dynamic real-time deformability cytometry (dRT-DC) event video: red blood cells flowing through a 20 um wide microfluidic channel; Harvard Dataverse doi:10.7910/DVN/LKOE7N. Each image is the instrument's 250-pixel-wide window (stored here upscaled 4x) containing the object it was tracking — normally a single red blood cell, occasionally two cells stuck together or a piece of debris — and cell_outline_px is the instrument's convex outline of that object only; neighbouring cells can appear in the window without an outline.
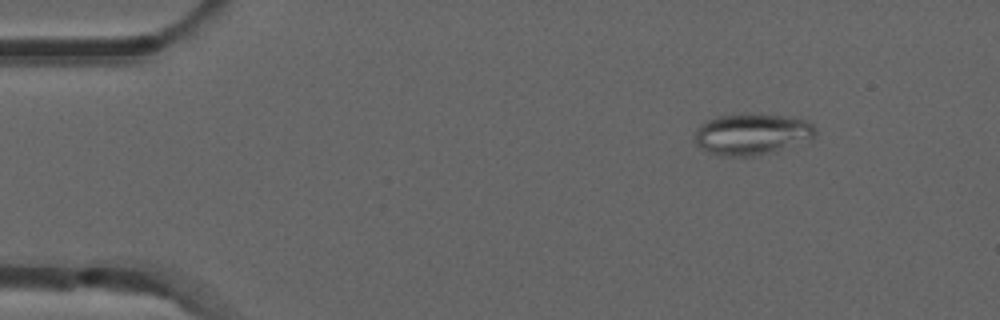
{"species": "common noctule bat (a hibernating species)", "species_latin": "Nyctalus noctula", "temperature_condition": "room temperature", "stored_images_in_passage": 15, "camera_frame_rate_fps": 3000, "um_per_image_px": 0.085, "animal": {"sex": "male", "forearm_length_mm": 52.5}, "frame": {"image": 1, "passage_image": 7, "time_ms": 2.0, "image_size_px": [1000, 320], "cell_outline_px": [[816, 136], [812, 140], [776, 152], [760, 156], [720, 156], [708, 152], [700, 148], [696, 144], [696, 128], [708, 120], [720, 116], [760, 112], [808, 120], [816, 128]], "centroid_in_image_um": [63.99, 11.41], "position_along_channel_um": 21.0, "area_um2": 29.77}}